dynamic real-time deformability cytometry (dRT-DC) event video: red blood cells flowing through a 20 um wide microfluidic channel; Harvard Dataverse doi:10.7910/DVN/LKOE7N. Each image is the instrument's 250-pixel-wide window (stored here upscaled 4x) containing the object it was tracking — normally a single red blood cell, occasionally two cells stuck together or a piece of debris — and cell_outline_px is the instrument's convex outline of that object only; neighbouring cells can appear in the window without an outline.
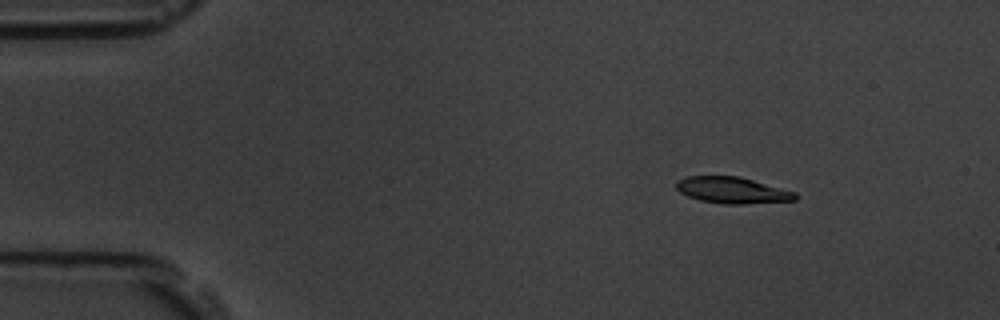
{"species": "common noctule bat (a hibernating species)", "species_latin": "Nyctalus noctula", "temperature_condition": "room temperature", "stored_images_in_passage": 8, "camera_frame_rate_fps": 3000, "um_per_image_px": 0.085, "animal": {"sex": "male", "body_mass_g": 19.5, "forearm_length_mm": 54.6}, "frame": {"image": 1, "passage_image": 3, "time_ms": 2.333, "image_size_px": [1000, 320], "cell_outline_px": [[800, 196], [796, 200], [744, 204], [724, 204], [700, 200], [688, 196], [680, 192], [676, 188], [676, 180], [688, 176], [740, 176], [796, 192]], "centroid_in_image_um": [62.27, 16.17], "position_along_channel_um": 22.7, "area_um2": 18.38}}
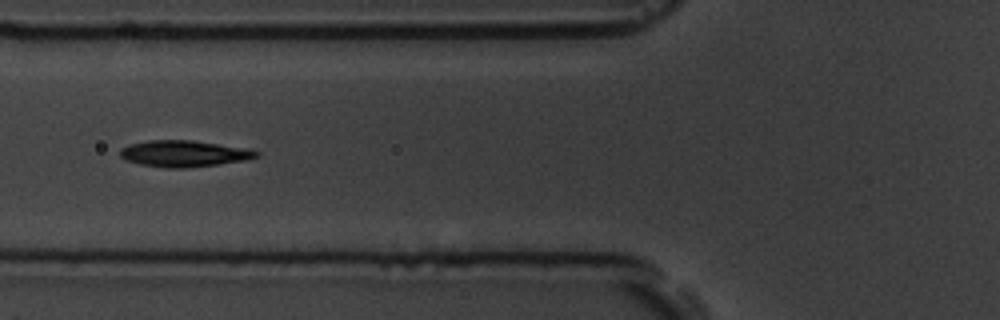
{"frame": {"image": 2, "passage_image": 7, "time_ms": 7.0, "image_size_px": [1000, 320], "cell_outline_px": [[260, 156], [244, 160], [216, 164], [184, 168], [168, 168], [140, 164], [124, 160], [120, 156], [120, 148], [132, 144], [148, 140], [192, 140], [252, 148], [260, 152]], "centroid_in_image_um": [15.67, 13.04], "position_along_channel_um": 110.1, "area_um2": 21.04}}
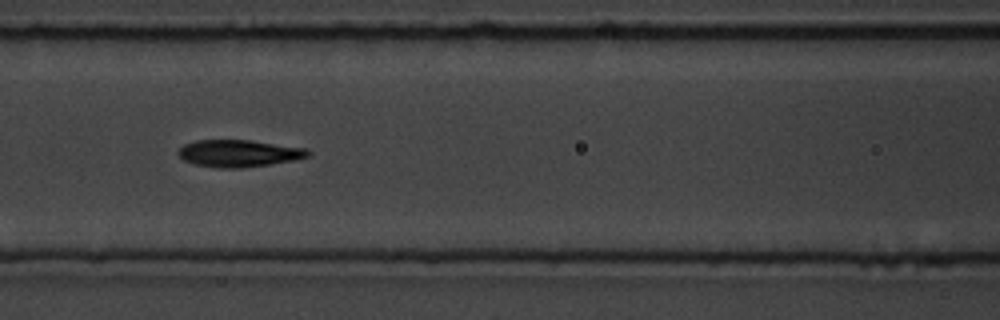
{"frame": {"image": 3, "passage_image": 8, "time_ms": 8.0, "image_size_px": [1000, 320], "cell_outline_px": [[312, 152], [308, 156], [296, 160], [240, 168], [216, 168], [196, 164], [184, 160], [176, 152], [184, 144], [196, 140], [252, 140], [304, 148]], "centroid_in_image_um": [20.29, 13.03], "position_along_channel_um": 146.3, "area_um2": 20.4}}